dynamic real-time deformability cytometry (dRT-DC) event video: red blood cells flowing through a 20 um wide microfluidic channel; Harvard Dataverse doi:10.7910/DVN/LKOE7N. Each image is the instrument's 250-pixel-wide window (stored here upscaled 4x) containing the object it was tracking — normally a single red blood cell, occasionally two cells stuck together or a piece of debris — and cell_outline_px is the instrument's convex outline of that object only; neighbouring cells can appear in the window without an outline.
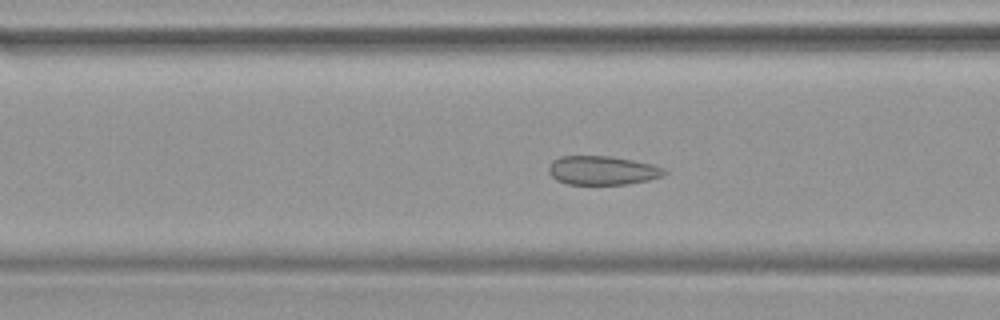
{"species": "common noctule bat (a hibernating species)", "species_latin": "Nyctalus noctula", "temperature_condition": "warm", "stored_images_in_passage": 41, "camera_frame_rate_fps": 3000, "um_per_image_px": 0.085, "animal": {"sex": "female", "body_mass_g": 19.9}, "frame": {"image": 1, "passage_image": 12, "time_ms": 3.667, "image_size_px": [1000, 320], "cell_outline_px": [[668, 172], [660, 176], [648, 180], [628, 184], [568, 184], [556, 180], [548, 172], [548, 168], [552, 160], [560, 156], [612, 156], [652, 164], [664, 168]], "centroid_in_image_um": [51.18, 14.48], "position_along_channel_um": 115.4, "area_um2": 19.48}}
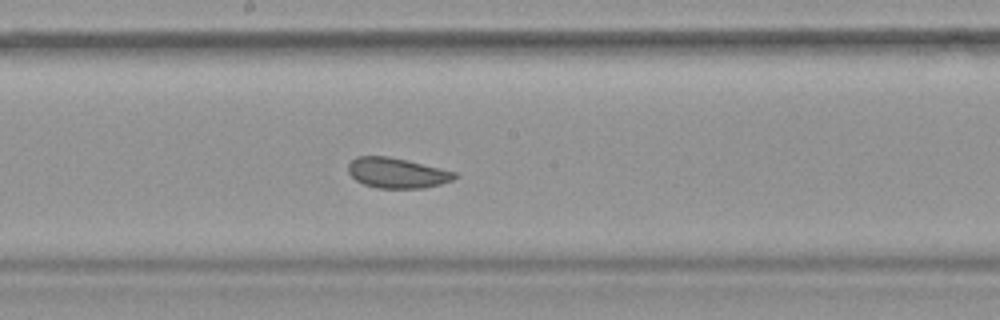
{"frame": {"image": 2, "passage_image": 19, "time_ms": 6.0, "image_size_px": [1000, 320], "cell_outline_px": [[460, 176], [452, 180], [440, 184], [424, 188], [376, 188], [364, 184], [356, 180], [348, 172], [348, 164], [356, 156], [388, 156], [408, 160], [456, 172]], "centroid_in_image_um": [33.75, 14.7], "position_along_channel_um": 214.4, "area_um2": 18.84}}
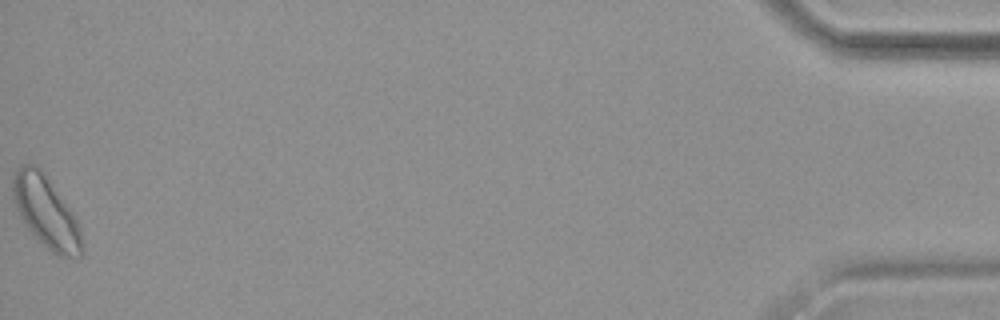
{"frame": {"image": 3, "passage_image": 41, "time_ms": 13.333, "image_size_px": [1000, 320], "cell_outline_px": [[84, 252], [80, 256], [56, 256], [24, 224], [12, 200], [12, 172], [20, 164], [32, 164], [44, 172], [76, 216], [80, 224], [84, 244]], "centroid_in_image_um": [3.92, 17.99], "position_along_channel_um": 431.3, "area_um2": 29.13}}